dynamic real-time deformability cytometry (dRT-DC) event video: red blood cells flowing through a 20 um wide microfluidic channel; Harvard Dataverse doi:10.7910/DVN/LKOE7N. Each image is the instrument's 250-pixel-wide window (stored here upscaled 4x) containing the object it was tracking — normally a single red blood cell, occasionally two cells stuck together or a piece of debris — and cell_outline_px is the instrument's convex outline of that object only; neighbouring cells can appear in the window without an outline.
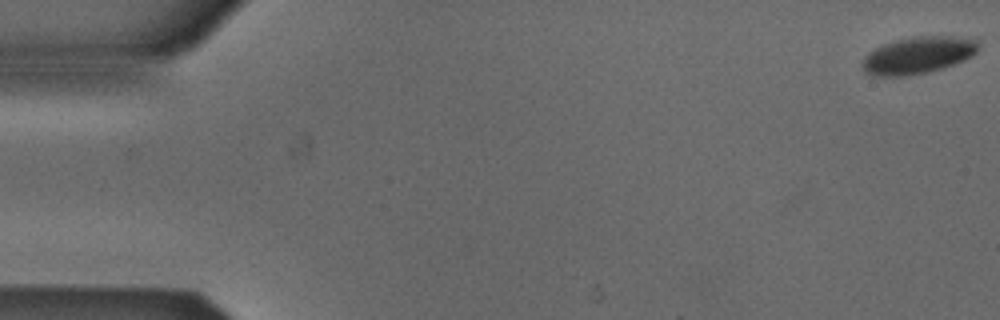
{"species": "Egyptian fruit bat (a non-hibernating species)", "species_latin": "Rousettus aegyptiacus", "temperature_condition": "cold", "stored_images_in_passage": 46, "camera_frame_rate_fps": 3000, "um_per_image_px": 0.085, "animal": {"sex": "male"}, "frame": {"image": 1, "passage_image": 1, "time_ms": 0.0, "image_size_px": [1000, 320], "cell_outline_px": [[980, 48], [972, 56], [964, 60], [928, 72], [904, 76], [872, 76], [864, 72], [860, 68], [860, 64], [864, 56], [868, 52], [884, 44], [896, 40], [912, 36], [952, 36], [976, 40], [980, 44]], "centroid_in_image_um": [77.98, 4.7], "position_along_channel_um": 7.0, "area_um2": 25.14}}
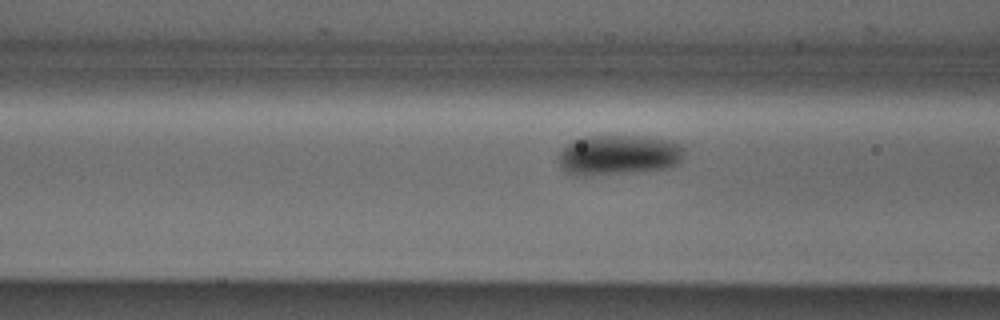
{"frame": {"image": 2, "passage_image": 21, "time_ms": 6.667, "image_size_px": [1000, 320], "cell_outline_px": [[684, 152], [680, 160], [676, 164], [668, 168], [628, 172], [584, 176], [576, 176], [564, 172], [560, 168], [556, 160], [560, 152], [572, 140], [584, 136], [648, 136], [668, 140], [680, 144], [684, 148]], "centroid_in_image_um": [52.52, 13.17], "position_along_channel_um": 114.1, "area_um2": 29.65}}
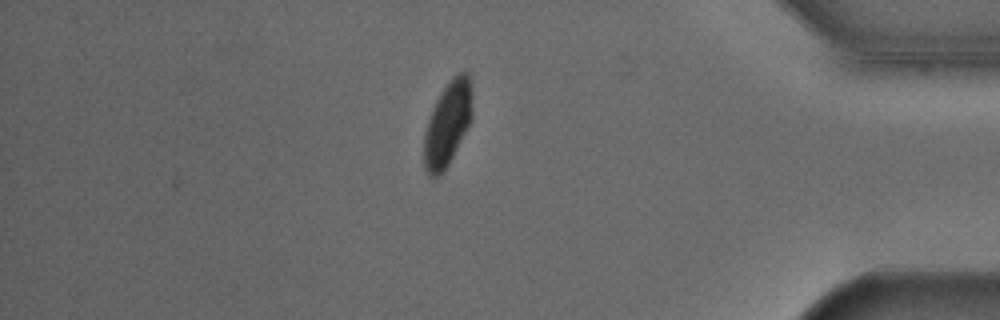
{"frame": {"image": 3, "passage_image": 46, "time_ms": 15.0, "image_size_px": [1000, 320], "cell_outline_px": [[472, 120], [444, 172], [436, 176], [428, 176], [424, 168], [424, 132], [432, 108], [436, 100], [452, 76], [460, 72], [468, 72], [472, 92]], "centroid_in_image_um": [38.05, 10.52], "position_along_channel_um": 397.2, "area_um2": 23.81}, "authors_computed_cell_mechanics": {"area_um2": 27.9174, "velocity_mm_per_s": 3.8312, "shape_relaxation_time_tau1_ms": 2.2611, "shape_relaxation_time_tau2_ms": null, "deformation_change_tau1": 0.0754, "deformation_change_tau2": null}}